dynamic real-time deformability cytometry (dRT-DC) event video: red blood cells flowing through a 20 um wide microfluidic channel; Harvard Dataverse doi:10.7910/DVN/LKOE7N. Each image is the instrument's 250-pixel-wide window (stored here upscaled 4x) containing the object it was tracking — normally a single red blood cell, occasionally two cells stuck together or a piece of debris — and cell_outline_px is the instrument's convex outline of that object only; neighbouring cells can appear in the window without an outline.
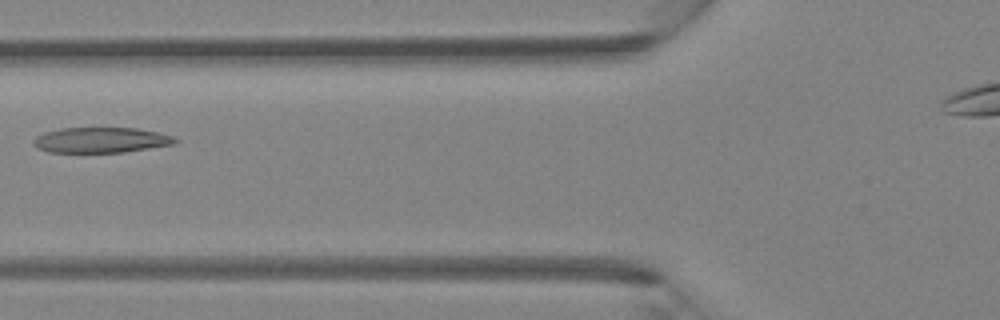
{"species": "Egyptian fruit bat (a non-hibernating species)", "species_latin": "Rousettus aegyptiacus", "temperature_condition": "room temperature", "stored_images_in_passage": 5, "camera_frame_rate_fps": 3000, "um_per_image_px": 0.085, "animal": {"sex": "female"}, "frame": {"image": 1, "passage_image": 5, "time_ms": 1.333, "image_size_px": [1000, 320], "cell_outline_px": [[180, 140], [176, 144], [124, 152], [48, 152], [36, 148], [32, 144], [32, 140], [36, 136], [44, 132], [60, 128], [136, 128], [156, 132], [172, 136]], "centroid_in_image_um": [8.55, 11.91], "position_along_channel_um": 117.2, "area_um2": 21.1}}